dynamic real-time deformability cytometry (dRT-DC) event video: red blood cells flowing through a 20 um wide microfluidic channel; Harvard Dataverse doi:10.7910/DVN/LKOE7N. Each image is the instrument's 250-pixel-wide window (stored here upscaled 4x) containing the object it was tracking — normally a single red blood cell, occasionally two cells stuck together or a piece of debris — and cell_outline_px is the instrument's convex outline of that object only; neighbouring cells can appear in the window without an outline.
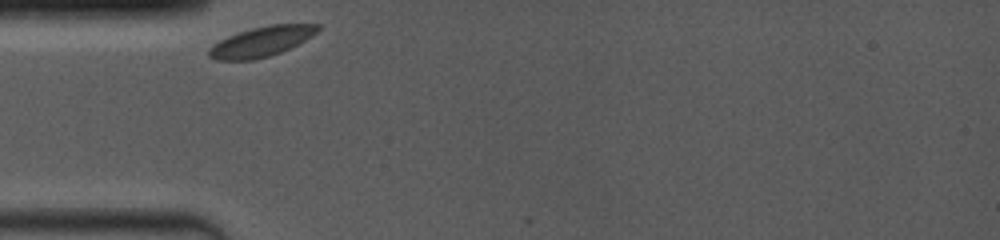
{"species": "common noctule bat (a hibernating species)", "species_latin": "Nyctalus noctula", "temperature_condition": "room temperature", "stored_images_in_passage": 5, "camera_frame_rate_fps": 4000, "um_per_image_px": 0.085, "animal": {"sex": "female", "body_mass_g": 19.0, "forearm_length_mm": 53.3}, "frame": {"image": 1, "passage_image": 1, "time_ms": 0.0, "image_size_px": [1000, 240], "cell_outline_px": [[320, 28], [312, 36], [280, 52], [268, 56], [252, 60], [216, 60], [208, 56], [208, 48], [212, 44], [228, 36], [252, 28], [268, 24], [320, 24]], "centroid_in_image_um": [22.18, 3.53], "position_along_channel_um": 62.8, "area_um2": 18.84}}